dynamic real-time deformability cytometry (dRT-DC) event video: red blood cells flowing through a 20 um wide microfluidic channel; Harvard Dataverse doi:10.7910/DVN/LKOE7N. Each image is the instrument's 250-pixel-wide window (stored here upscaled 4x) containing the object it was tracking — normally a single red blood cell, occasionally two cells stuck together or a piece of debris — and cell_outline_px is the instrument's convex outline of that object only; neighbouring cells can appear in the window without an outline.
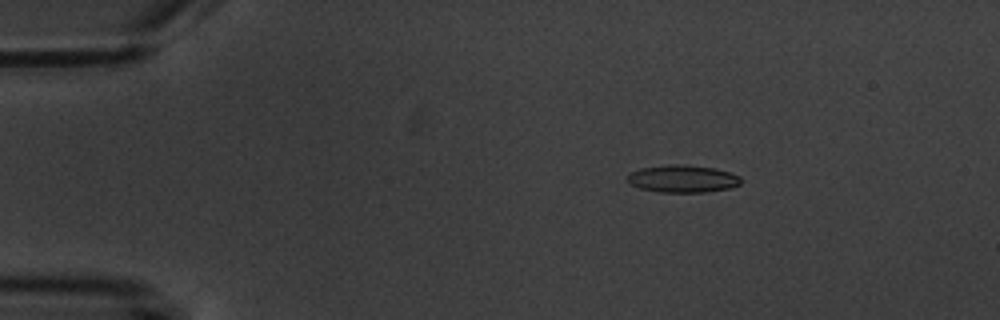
{"species": "common noctule bat (a hibernating species)", "species_latin": "Nyctalus noctula", "temperature_condition": "warm", "stored_images_in_passage": 5, "camera_frame_rate_fps": 3000, "um_per_image_px": 0.085, "animal": {"sex": "male", "body_mass_g": 20.1, "forearm_length_mm": 53.5}, "frame": {"image": 1, "passage_image": 3, "time_ms": 2.333, "image_size_px": [1000, 320], "cell_outline_px": [[740, 184], [732, 188], [704, 192], [660, 192], [640, 188], [632, 184], [628, 180], [628, 176], [632, 172], [640, 168], [668, 164], [684, 164], [716, 168], [740, 176]], "centroid_in_image_um": [58.06, 15.19], "position_along_channel_um": 26.9, "area_um2": 18.09}}